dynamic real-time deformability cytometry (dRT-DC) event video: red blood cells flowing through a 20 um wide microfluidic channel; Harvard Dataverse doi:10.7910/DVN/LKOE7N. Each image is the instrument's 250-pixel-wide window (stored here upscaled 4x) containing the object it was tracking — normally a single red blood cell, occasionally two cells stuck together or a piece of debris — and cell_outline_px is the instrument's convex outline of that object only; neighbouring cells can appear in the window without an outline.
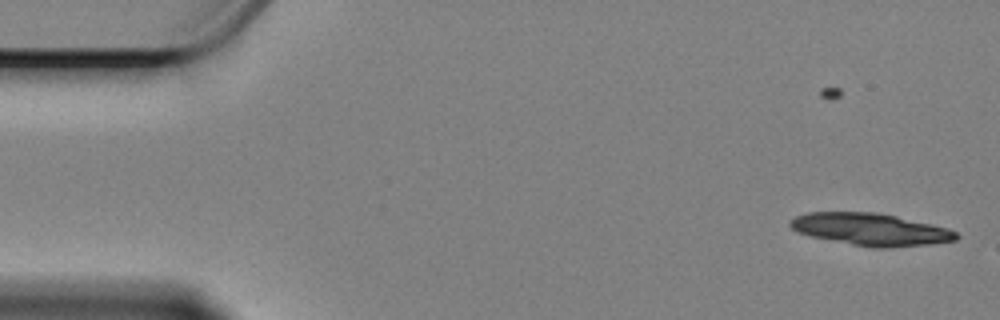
{"species": "Egyptian fruit bat (a non-hibernating species)", "species_latin": "Rousettus aegyptiacus", "temperature_condition": "cold", "stored_images_in_passage": 29, "segment_of_instrument_passage": [1, 2], "camera_frame_rate_fps": 3000, "um_per_image_px": 0.085, "animal": {"sex": "female"}, "frame": {"image": 1, "passage_image": 1, "time_ms": 0.0, "image_size_px": [1000, 320], "cell_outline_px": [[960, 236], [956, 240], [928, 244], [884, 248], [872, 248], [812, 236], [796, 232], [788, 224], [788, 220], [796, 216], [808, 212], [876, 212], [896, 216], [932, 224], [948, 228], [956, 232]], "centroid_in_image_um": [73.99, 19.49], "position_along_channel_um": 11.0, "area_um2": 31.04}}
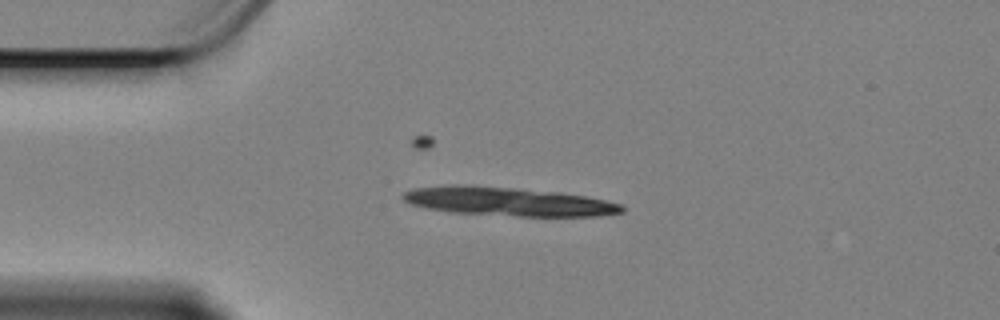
{"frame": {"image": 2, "passage_image": 12, "time_ms": 3.667, "image_size_px": [1000, 320], "cell_outline_px": [[624, 212], [600, 216], [520, 216], [448, 212], [424, 208], [412, 204], [404, 200], [400, 196], [404, 192], [416, 188], [452, 184], [512, 188], [556, 192], [584, 196], [604, 200], [620, 204], [624, 208]], "centroid_in_image_um": [43.16, 17.14], "position_along_channel_um": 41.8, "area_um2": 36.3}}